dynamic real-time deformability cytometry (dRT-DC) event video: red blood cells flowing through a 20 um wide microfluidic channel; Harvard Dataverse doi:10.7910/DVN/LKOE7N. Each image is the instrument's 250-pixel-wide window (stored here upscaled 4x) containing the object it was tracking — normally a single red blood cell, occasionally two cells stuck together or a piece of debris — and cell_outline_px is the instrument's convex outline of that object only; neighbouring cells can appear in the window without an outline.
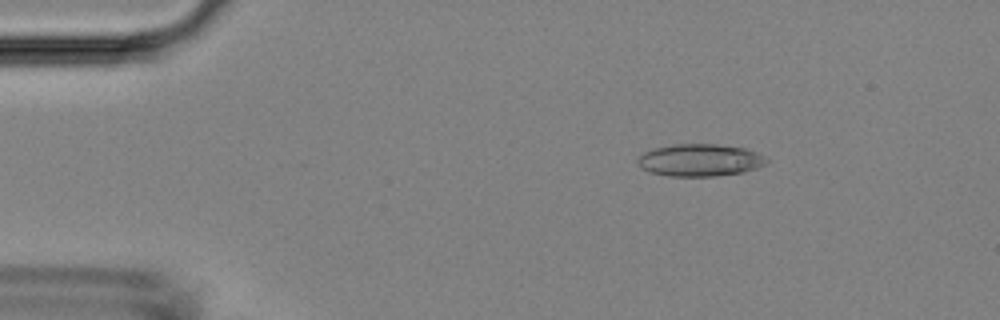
{"species": "Egyptian fruit bat (a non-hibernating species)", "species_latin": "Rousettus aegyptiacus", "temperature_condition": "room temperature", "stored_images_in_passage": 6, "camera_frame_rate_fps": 3000, "um_per_image_px": 0.085, "animal": {"sex": "female"}, "frame": {"image": 1, "passage_image": 3, "time_ms": 2.333, "image_size_px": [1000, 320], "cell_outline_px": [[768, 160], [764, 164], [756, 168], [744, 172], [716, 176], [668, 176], [648, 172], [640, 168], [636, 160], [644, 152], [652, 148], [672, 144], [716, 144], [744, 148], [756, 152], [764, 156]], "centroid_in_image_um": [59.44, 13.61], "position_along_channel_um": 25.6, "area_um2": 24.39}}